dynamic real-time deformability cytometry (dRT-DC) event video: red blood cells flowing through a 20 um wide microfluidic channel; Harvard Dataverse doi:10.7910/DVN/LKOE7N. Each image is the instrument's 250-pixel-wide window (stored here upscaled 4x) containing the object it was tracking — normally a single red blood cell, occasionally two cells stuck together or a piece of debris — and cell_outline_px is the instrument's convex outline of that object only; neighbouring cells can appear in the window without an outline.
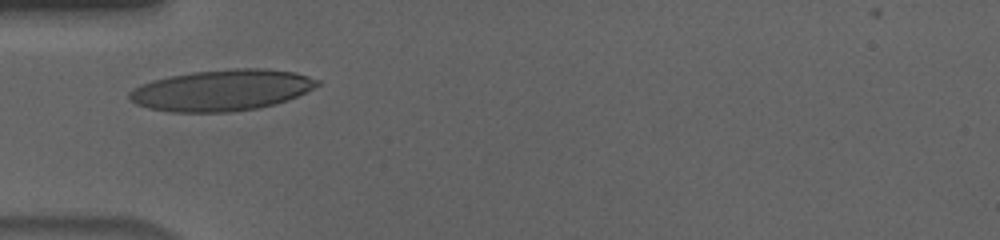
{"species": "human", "species_latin": "Homo sapiens", "temperature_condition": "cold", "stored_images_in_passage": 29, "camera_frame_rate_fps": 3000, "um_per_image_px": 0.085, "donor": {"sex": "male"}, "frame": {"image": 1, "passage_image": 1, "time_ms": 0.0, "image_size_px": [1000, 240], "cell_outline_px": [[320, 84], [288, 100], [276, 104], [256, 108], [232, 112], [168, 112], [148, 108], [136, 104], [128, 96], [128, 92], [132, 88], [152, 80], [192, 72], [236, 68], [264, 68], [296, 72], [320, 80]], "centroid_in_image_um": [18.84, 7.67], "position_along_channel_um": 66.2, "area_um2": 45.08}}
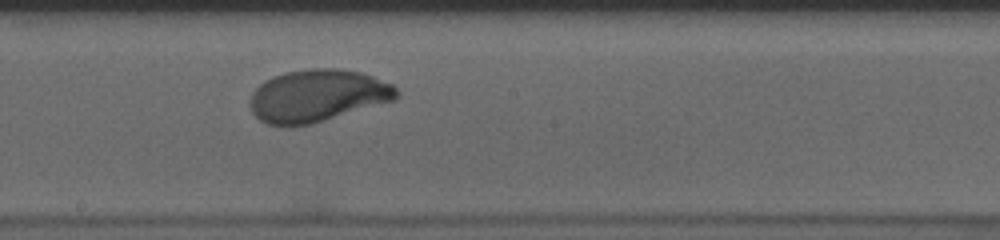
{"frame": {"image": 2, "passage_image": 14, "time_ms": 4.333, "image_size_px": [1000, 240], "cell_outline_px": [[400, 92], [396, 100], [312, 124], [292, 128], [288, 128], [268, 124], [260, 120], [252, 112], [248, 104], [252, 92], [264, 80], [272, 76], [284, 72], [308, 68], [340, 68], [360, 72], [372, 76], [392, 84]], "centroid_in_image_um": [26.96, 8.15], "position_along_channel_um": 221.2, "area_um2": 45.49}}
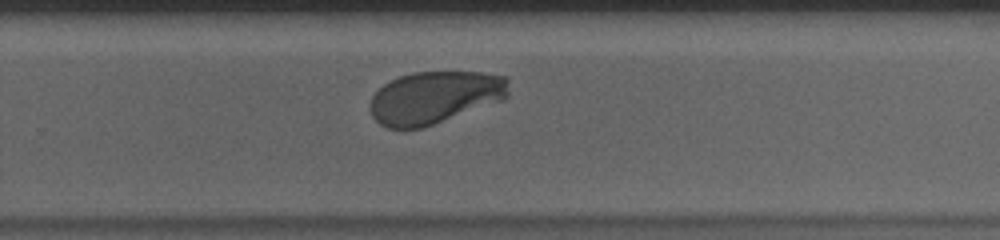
{"frame": {"image": 3, "passage_image": 20, "time_ms": 6.333, "image_size_px": [1000, 240], "cell_outline_px": [[508, 96], [504, 100], [424, 128], [388, 128], [380, 124], [372, 116], [372, 96], [384, 84], [400, 76], [412, 72], [480, 72], [508, 76]], "centroid_in_image_um": [37.01, 8.28], "position_along_channel_um": 292.8, "area_um2": 42.43}, "authors_computed_cell_mechanics": {"area_um2": 44.2748, "velocity_mm_per_s": 3.5976, "shape_relaxation_time_tau1_ms": 2.8921, "shape_relaxation_time_tau2_ms": null, "deformation_change_tau1": 0.1686, "deformation_change_tau2": null}}